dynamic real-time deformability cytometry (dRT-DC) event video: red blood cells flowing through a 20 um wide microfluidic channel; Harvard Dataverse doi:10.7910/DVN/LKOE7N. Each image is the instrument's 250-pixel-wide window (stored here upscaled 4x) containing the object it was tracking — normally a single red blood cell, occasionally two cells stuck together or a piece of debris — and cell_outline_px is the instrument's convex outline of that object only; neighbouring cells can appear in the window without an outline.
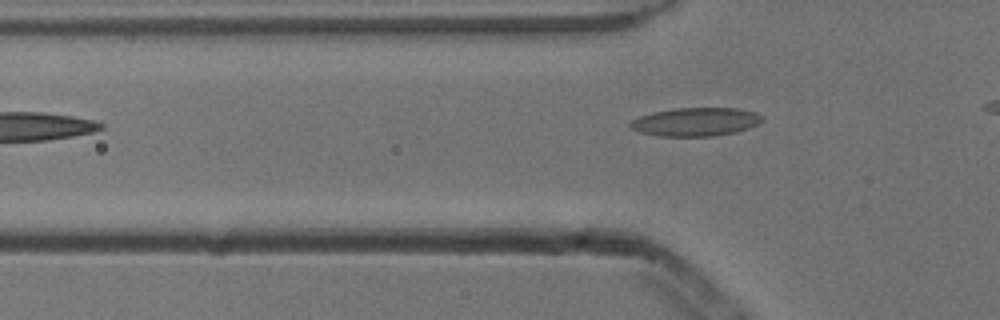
{"species": "common noctule bat (a hibernating species)", "species_latin": "Nyctalus noctula", "temperature_condition": "cold", "stored_images_in_passage": 4, "segment_of_instrument_passage": [2, 2], "camera_frame_rate_fps": 3000, "um_per_image_px": 0.085, "animal": {"sex": "male", "body_mass_g": 13.3}, "frame": {"image": 1, "passage_image": 4, "time_ms": 1.0, "image_size_px": [1000, 320], "cell_outline_px": [[764, 120], [748, 128], [736, 132], [712, 136], [656, 136], [640, 132], [632, 128], [628, 124], [632, 120], [640, 116], [652, 112], [676, 108], [740, 108], [756, 112], [764, 116]], "centroid_in_image_um": [59.15, 10.35], "position_along_channel_um": 66.7, "area_um2": 21.96}}